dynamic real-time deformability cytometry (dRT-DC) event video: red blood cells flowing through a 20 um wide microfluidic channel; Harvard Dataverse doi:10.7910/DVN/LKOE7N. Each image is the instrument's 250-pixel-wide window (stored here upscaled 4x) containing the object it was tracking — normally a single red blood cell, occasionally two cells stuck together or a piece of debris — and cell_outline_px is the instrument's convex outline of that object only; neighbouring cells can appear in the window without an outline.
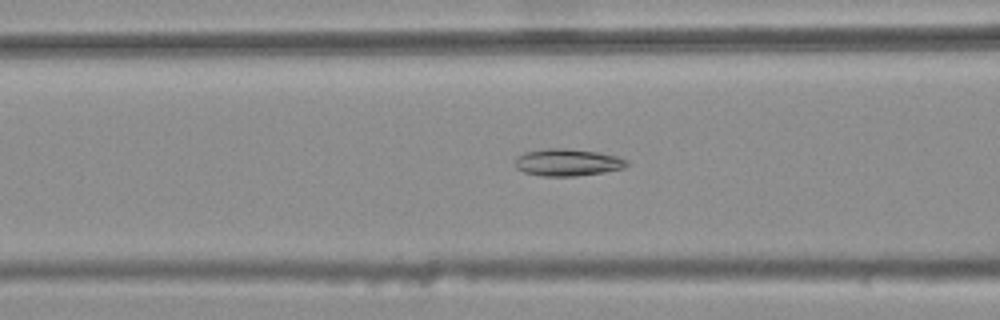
{"species": "common noctule bat (a hibernating species)", "species_latin": "Nyctalus noctula", "temperature_condition": "warm", "stored_images_in_passage": 31, "camera_frame_rate_fps": 3000, "um_per_image_px": 0.085, "animal": {"sex": "female", "body_mass_g": 25.1}, "frame": {"image": 1, "passage_image": 5, "time_ms": 1.333, "image_size_px": [1000, 320], "cell_outline_px": [[628, 164], [624, 168], [604, 172], [576, 176], [544, 176], [524, 172], [516, 168], [516, 156], [524, 152], [548, 148], [564, 148], [596, 152], [616, 156], [628, 160]], "centroid_in_image_um": [48.23, 13.8], "position_along_channel_um": 118.4, "area_um2": 17.57}}
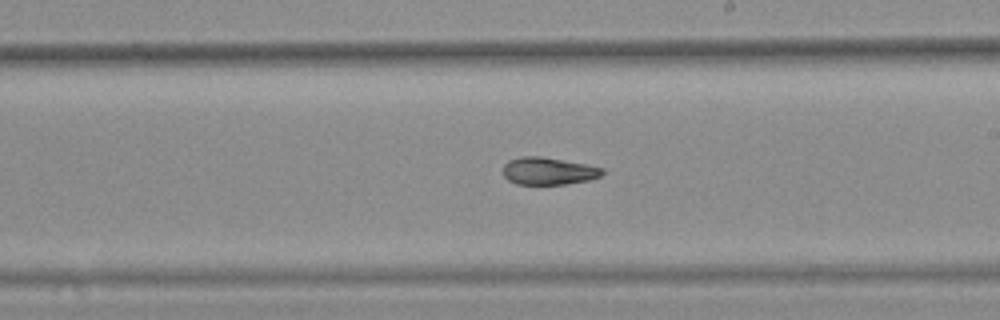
{"frame": {"image": 2, "passage_image": 15, "time_ms": 4.667, "image_size_px": [1000, 320], "cell_outline_px": [[604, 172], [600, 176], [592, 180], [564, 184], [516, 184], [508, 180], [504, 176], [504, 164], [508, 160], [520, 156], [540, 156], [584, 164], [604, 168]], "centroid_in_image_um": [46.61, 14.54], "position_along_channel_um": 242.4, "area_um2": 15.84}}
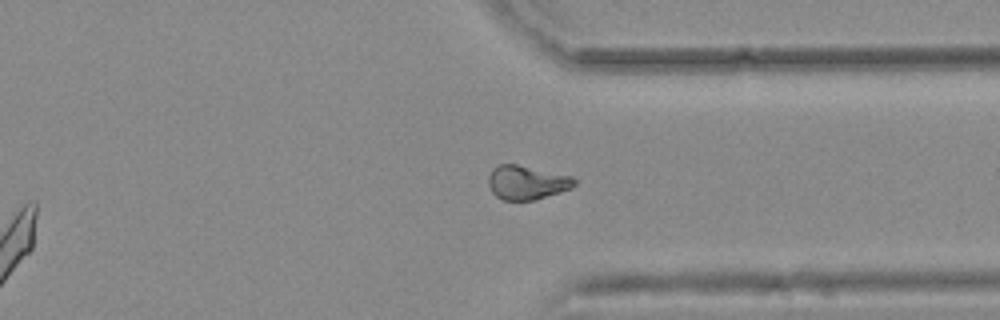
{"frame": {"image": 3, "passage_image": 25, "time_ms": 8.0, "image_size_px": [1000, 320], "cell_outline_px": [[576, 184], [572, 188], [536, 200], [504, 200], [496, 196], [492, 192], [488, 184], [488, 176], [492, 168], [500, 164], [516, 164], [572, 176], [576, 180]], "centroid_in_image_um": [44.77, 15.51], "position_along_channel_um": 366.6, "area_um2": 17.11}, "authors_computed_cell_mechanics": {"area_um2": 16.5308, "velocity_mm_per_s": 3.7292, "shape_relaxation_time_tau1_ms": null, "shape_relaxation_time_tau2_ms": 2.8001, "deformation_change_tau1": null, "deformation_change_tau2": 0.0686}}